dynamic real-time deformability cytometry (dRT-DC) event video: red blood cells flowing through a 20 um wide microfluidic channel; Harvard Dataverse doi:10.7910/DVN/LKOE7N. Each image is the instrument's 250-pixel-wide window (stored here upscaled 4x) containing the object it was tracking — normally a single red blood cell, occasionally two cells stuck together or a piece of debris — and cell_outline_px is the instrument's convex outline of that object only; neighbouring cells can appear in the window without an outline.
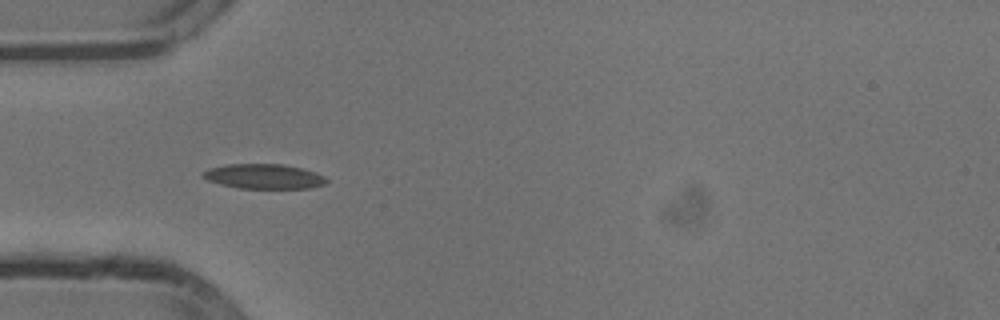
{"species": "common noctule bat (a hibernating species)", "species_latin": "Nyctalus noctula", "temperature_condition": "cold", "stored_images_in_passage": 38, "camera_frame_rate_fps": 3000, "um_per_image_px": 0.085, "animal": {"sex": "male", "body_mass_g": 13.3}, "frame": {"image": 1, "passage_image": 1, "time_ms": 0.0, "image_size_px": [1000, 320], "cell_outline_px": [[328, 180], [324, 184], [308, 188], [240, 188], [220, 184], [208, 180], [200, 176], [208, 168], [228, 164], [284, 164], [300, 168], [324, 176]], "centroid_in_image_um": [22.39, 14.99], "position_along_channel_um": 62.6, "area_um2": 17.63}}
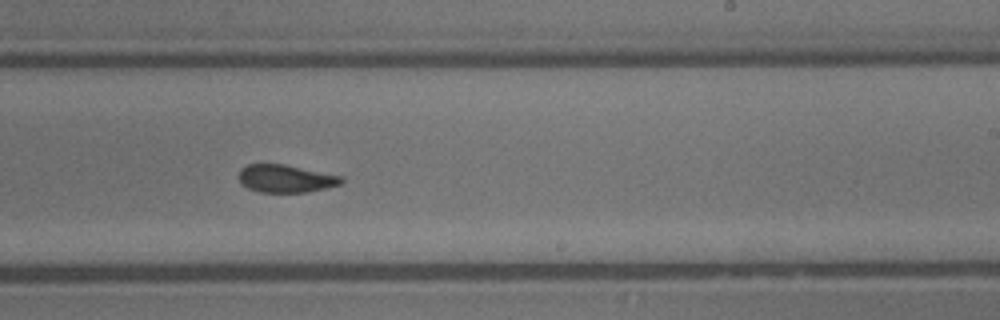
{"frame": {"image": 2, "passage_image": 17, "time_ms": 5.333, "image_size_px": [1000, 320], "cell_outline_px": [[344, 180], [340, 184], [308, 192], [260, 192], [248, 188], [240, 180], [240, 168], [248, 164], [284, 164], [344, 176]], "centroid_in_image_um": [24.32, 15.17], "position_along_channel_um": 264.7, "area_um2": 16.47}}
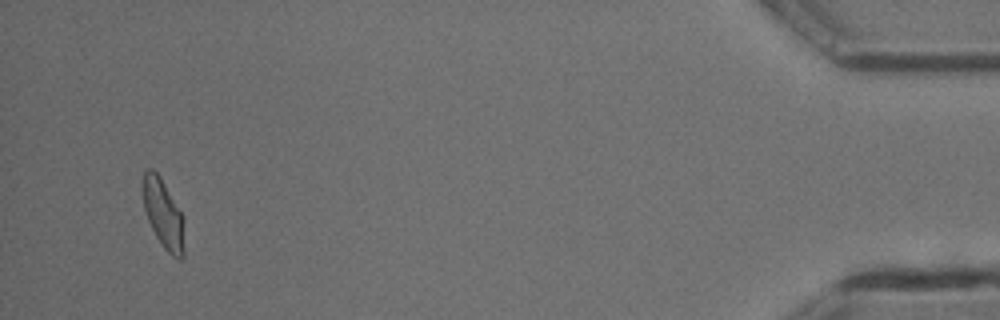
{"frame": {"image": 3, "passage_image": 36, "time_ms": 11.667, "image_size_px": [1000, 320], "cell_outline_px": [[184, 256], [180, 260], [172, 256], [164, 248], [156, 236], [148, 220], [144, 208], [144, 172], [148, 168], [152, 168], [160, 176], [184, 216]], "centroid_in_image_um": [13.93, 18.22], "position_along_channel_um": 421.3, "area_um2": 16.59}, "authors_computed_cell_mechanics": {"area_um2": 16.9643, "velocity_mm_per_s": 3.804, "shape_relaxation_time_tau1_ms": 3.8212, "shape_relaxation_time_tau2_ms": 2.1018, "deformation_change_tau1": 0.1232, "deformation_change_tau2": 0.0709}}